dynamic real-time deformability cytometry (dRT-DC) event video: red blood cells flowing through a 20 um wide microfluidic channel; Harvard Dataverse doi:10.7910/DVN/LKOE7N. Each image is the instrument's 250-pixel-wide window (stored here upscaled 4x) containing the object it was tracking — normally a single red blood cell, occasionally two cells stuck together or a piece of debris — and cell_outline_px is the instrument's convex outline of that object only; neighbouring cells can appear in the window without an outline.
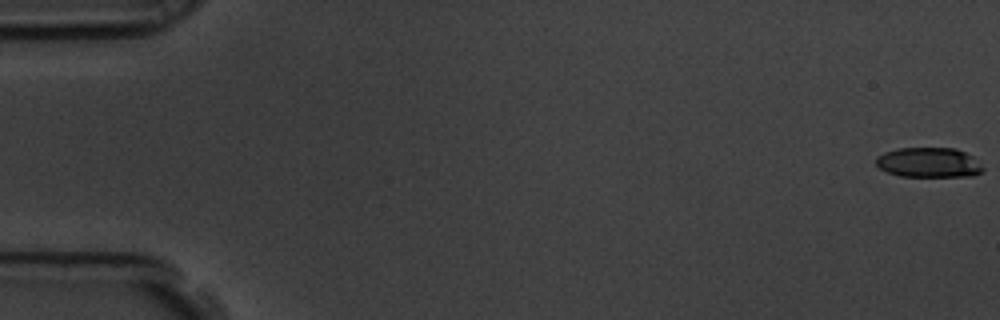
{"species": "common noctule bat (a hibernating species)", "species_latin": "Nyctalus noctula", "temperature_condition": "room temperature", "stored_images_in_passage": 58, "camera_frame_rate_fps": 3000, "um_per_image_px": 0.085, "animal": {"sex": "male", "body_mass_g": 19.5, "forearm_length_mm": 54.6}, "frame": {"image": 1, "passage_image": 1, "time_ms": 0.0, "image_size_px": [1000, 320], "cell_outline_px": [[984, 172], [972, 176], [900, 176], [888, 172], [880, 168], [876, 164], [876, 156], [884, 152], [896, 148], [956, 148], [972, 156], [984, 168]], "centroid_in_image_um": [78.95, 13.81], "position_along_channel_um": 6.1, "area_um2": 18.67}}
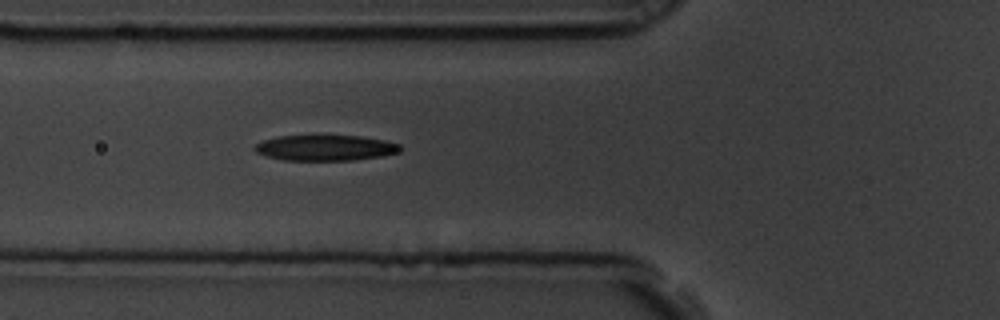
{"frame": {"image": 2, "passage_image": 22, "time_ms": 7.0, "image_size_px": [1000, 320], "cell_outline_px": [[404, 148], [400, 152], [380, 156], [352, 160], [284, 160], [268, 156], [256, 152], [252, 148], [256, 144], [264, 140], [280, 136], [360, 136], [384, 140], [400, 144]], "centroid_in_image_um": [27.69, 12.57], "position_along_channel_um": 98.1, "area_um2": 21.56}}
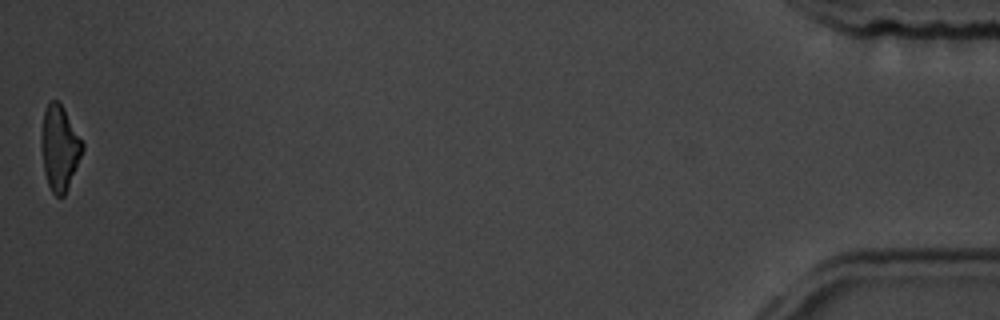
{"frame": {"image": 3, "passage_image": 58, "time_ms": 19.0, "image_size_px": [1000, 320], "cell_outline_px": [[84, 148], [68, 188], [64, 196], [56, 196], [52, 192], [48, 184], [44, 172], [40, 144], [40, 136], [44, 108], [52, 100], [56, 100], [60, 104], [84, 144]], "centroid_in_image_um": [5.03, 12.59], "position_along_channel_um": 430.2, "area_um2": 20.17}, "authors_computed_cell_mechanics": {"area_um2": 21.9062, "velocity_mm_per_s": 3.5804, "shape_relaxation_time_tau1_ms": 4.9869, "shape_relaxation_time_tau2_ms": 5.3966, "deformation_change_tau1": 0.1814, "deformation_change_tau2": 0.1668}}